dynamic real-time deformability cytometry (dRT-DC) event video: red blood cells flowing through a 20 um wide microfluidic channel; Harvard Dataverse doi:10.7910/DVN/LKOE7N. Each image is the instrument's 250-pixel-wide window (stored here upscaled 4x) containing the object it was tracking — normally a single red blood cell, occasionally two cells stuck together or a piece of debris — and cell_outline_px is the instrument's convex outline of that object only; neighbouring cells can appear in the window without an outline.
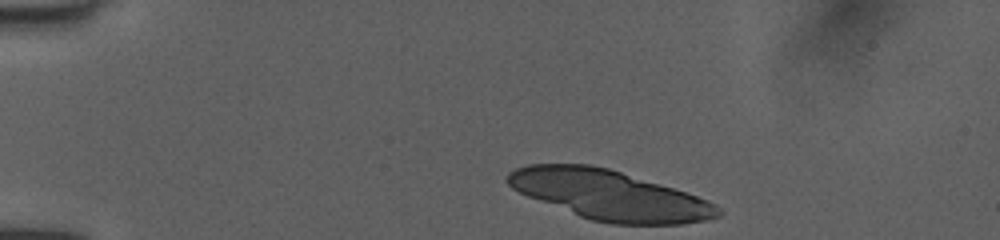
{"species": "human", "species_latin": "Homo sapiens", "temperature_condition": "room temperature", "stored_images_in_passage": 4, "camera_frame_rate_fps": 3000, "um_per_image_px": 0.085, "donor": {"sex": "female"}, "frame": {"image": 1, "passage_image": 1, "time_ms": 0.0, "image_size_px": [1000, 240], "cell_outline_px": [[724, 212], [720, 216], [704, 220], [680, 224], [612, 224], [592, 220], [580, 216], [528, 196], [512, 188], [508, 184], [508, 172], [516, 168], [528, 164], [592, 164], [608, 168], [660, 184], [708, 200], [716, 204]], "centroid_in_image_um": [51.81, 16.58], "position_along_channel_um": 33.2, "area_um2": 60.23}}